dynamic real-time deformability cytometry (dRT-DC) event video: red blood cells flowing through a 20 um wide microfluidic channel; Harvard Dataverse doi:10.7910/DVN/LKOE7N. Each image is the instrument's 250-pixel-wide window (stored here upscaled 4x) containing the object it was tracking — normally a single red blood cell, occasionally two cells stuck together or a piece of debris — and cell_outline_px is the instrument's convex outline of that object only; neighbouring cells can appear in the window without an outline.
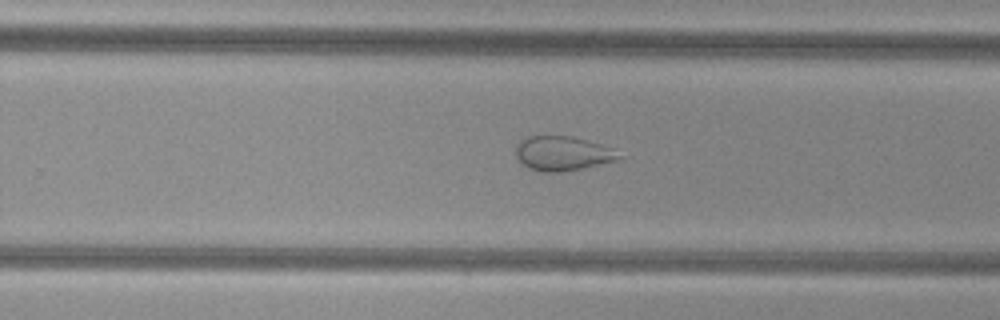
{"species": "common noctule bat (a hibernating species)", "species_latin": "Nyctalus noctula", "temperature_condition": "cold", "stored_images_in_passage": 43, "camera_frame_rate_fps": 3000, "um_per_image_px": 0.085, "animal": {"sex": "female", "body_mass_g": 29.2, "forearm_length_mm": 56.3}, "frame": {"image": 1, "passage_image": 25, "time_ms": 8.0, "image_size_px": [1000, 320], "cell_outline_px": [[620, 156], [616, 160], [580, 168], [560, 172], [540, 172], [528, 168], [520, 164], [516, 156], [516, 144], [520, 140], [528, 136], [572, 136], [600, 144], [612, 148]], "centroid_in_image_um": [47.73, 13.04], "position_along_channel_um": 282.1, "area_um2": 20.52}}